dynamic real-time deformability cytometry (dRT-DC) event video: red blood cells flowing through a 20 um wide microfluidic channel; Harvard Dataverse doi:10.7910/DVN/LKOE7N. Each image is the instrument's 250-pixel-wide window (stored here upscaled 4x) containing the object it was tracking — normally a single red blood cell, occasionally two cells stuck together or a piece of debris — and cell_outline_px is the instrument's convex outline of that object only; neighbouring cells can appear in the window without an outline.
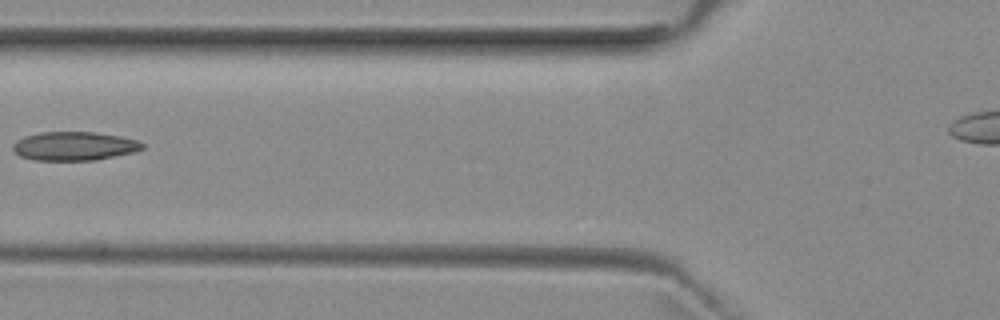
{"species": "common noctule bat (a hibernating species)", "species_latin": "Nyctalus noctula", "temperature_condition": "room temperature", "stored_images_in_passage": 6, "camera_frame_rate_fps": 3000, "um_per_image_px": 0.085, "animal": {"sex": "female", "body_mass_g": 29.2, "forearm_length_mm": 56.3}, "frame": {"image": 1, "passage_image": 5, "time_ms": 5.667, "image_size_px": [1000, 320], "cell_outline_px": [[144, 148], [136, 152], [96, 160], [32, 160], [20, 156], [12, 148], [12, 144], [16, 140], [24, 136], [40, 132], [96, 132], [120, 136], [136, 140], [144, 144]], "centroid_in_image_um": [6.31, 12.42], "position_along_channel_um": 119.5, "area_um2": 21.85}}
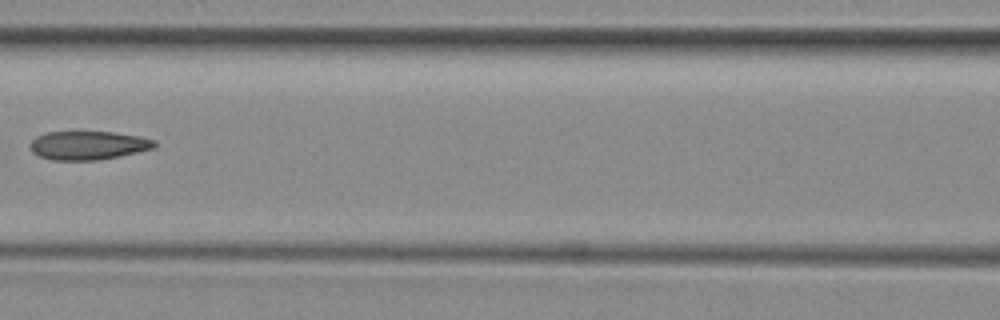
{"frame": {"image": 2, "passage_image": 6, "time_ms": 6.667, "image_size_px": [1000, 320], "cell_outline_px": [[156, 144], [152, 148], [120, 156], [96, 160], [52, 160], [40, 156], [32, 152], [32, 140], [36, 136], [44, 132], [112, 132], [140, 136], [156, 140]], "centroid_in_image_um": [7.49, 12.35], "position_along_channel_um": 159.1, "area_um2": 20.58}}